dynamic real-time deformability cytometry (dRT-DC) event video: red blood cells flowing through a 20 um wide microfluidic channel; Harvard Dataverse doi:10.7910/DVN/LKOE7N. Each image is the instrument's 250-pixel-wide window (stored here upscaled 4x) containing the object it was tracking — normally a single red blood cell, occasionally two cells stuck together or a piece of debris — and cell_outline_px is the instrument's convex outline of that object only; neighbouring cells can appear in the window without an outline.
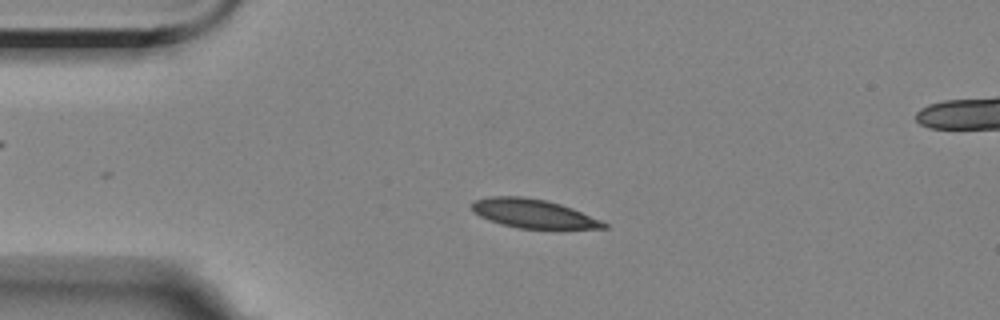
{"species": "Egyptian fruit bat (a non-hibernating species)", "species_latin": "Rousettus aegyptiacus", "temperature_condition": "room temperature", "stored_images_in_passage": 5, "camera_frame_rate_fps": 3000, "um_per_image_px": 0.085, "animal": {"sex": "female"}, "frame": {"image": 1, "passage_image": 3, "time_ms": 2.667, "image_size_px": [1000, 320], "cell_outline_px": [[608, 228], [552, 232], [520, 228], [500, 224], [488, 220], [472, 212], [468, 204], [472, 200], [488, 196], [524, 196], [548, 200], [572, 208], [600, 220], [608, 224]], "centroid_in_image_um": [45.35, 18.2], "position_along_channel_um": 39.7, "area_um2": 23.58}}
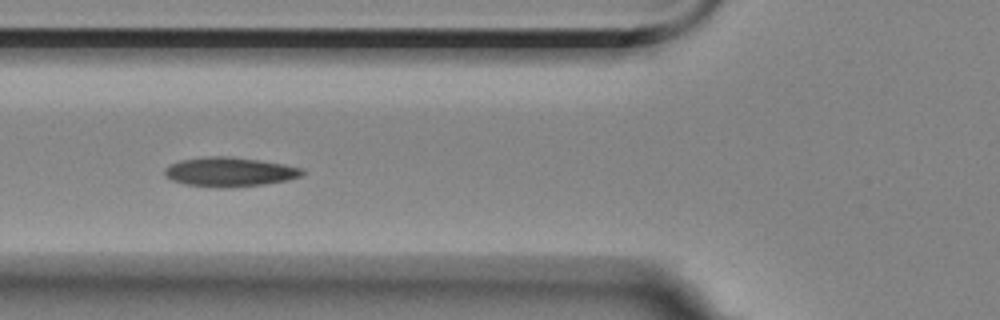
{"frame": {"image": 2, "passage_image": 5, "time_ms": 5.333, "image_size_px": [1000, 320], "cell_outline_px": [[304, 172], [300, 176], [288, 180], [264, 184], [228, 188], [216, 188], [184, 184], [172, 180], [164, 176], [164, 168], [180, 160], [212, 156], [224, 156], [260, 160], [284, 164], [304, 168]], "centroid_in_image_um": [19.51, 14.62], "position_along_channel_um": 106.3, "area_um2": 23.58}}